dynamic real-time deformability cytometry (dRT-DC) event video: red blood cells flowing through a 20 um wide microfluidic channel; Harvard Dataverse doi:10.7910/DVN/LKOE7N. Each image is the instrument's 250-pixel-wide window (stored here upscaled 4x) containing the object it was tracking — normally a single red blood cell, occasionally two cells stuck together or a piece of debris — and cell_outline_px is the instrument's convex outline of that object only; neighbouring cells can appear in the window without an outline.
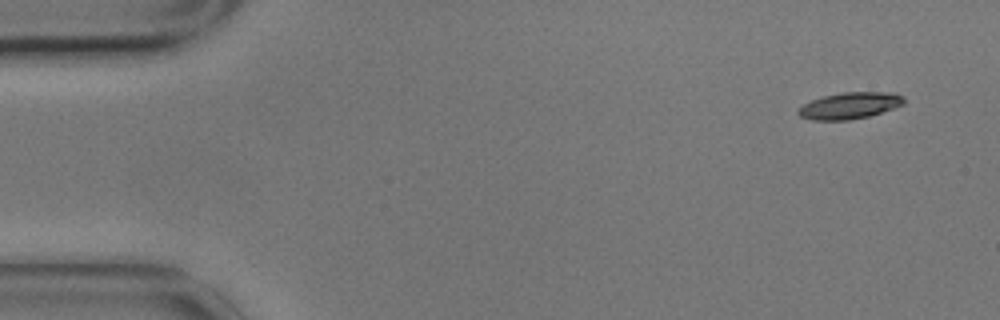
{"species": "common noctule bat (a hibernating species)", "species_latin": "Nyctalus noctula", "temperature_condition": "cold", "stored_images_in_passage": 6, "camera_frame_rate_fps": 3000, "um_per_image_px": 0.085, "animal": {"sex": "male", "body_mass_g": 17.9}, "frame": {"image": 1, "passage_image": 1, "time_ms": 0.0, "image_size_px": [1000, 320], "cell_outline_px": [[904, 104], [868, 116], [848, 120], [812, 120], [800, 116], [796, 112], [804, 104], [812, 100], [824, 96], [840, 92], [896, 92], [904, 96]], "centroid_in_image_um": [72.24, 8.96], "position_along_channel_um": 12.8, "area_um2": 16.24}}
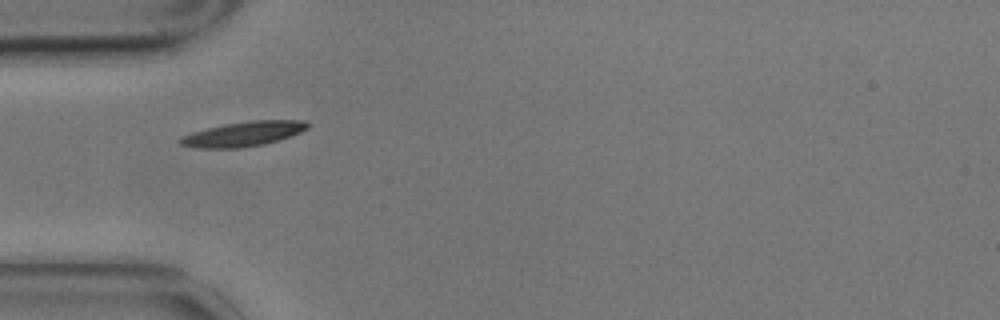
{"frame": {"image": 2, "passage_image": 5, "time_ms": 1.333, "image_size_px": [1000, 320], "cell_outline_px": [[308, 128], [292, 136], [264, 144], [240, 148], [200, 148], [180, 144], [176, 140], [192, 132], [224, 124], [252, 120], [304, 120], [308, 124]], "centroid_in_image_um": [20.7, 11.38], "position_along_channel_um": 64.3, "area_um2": 18.26}}